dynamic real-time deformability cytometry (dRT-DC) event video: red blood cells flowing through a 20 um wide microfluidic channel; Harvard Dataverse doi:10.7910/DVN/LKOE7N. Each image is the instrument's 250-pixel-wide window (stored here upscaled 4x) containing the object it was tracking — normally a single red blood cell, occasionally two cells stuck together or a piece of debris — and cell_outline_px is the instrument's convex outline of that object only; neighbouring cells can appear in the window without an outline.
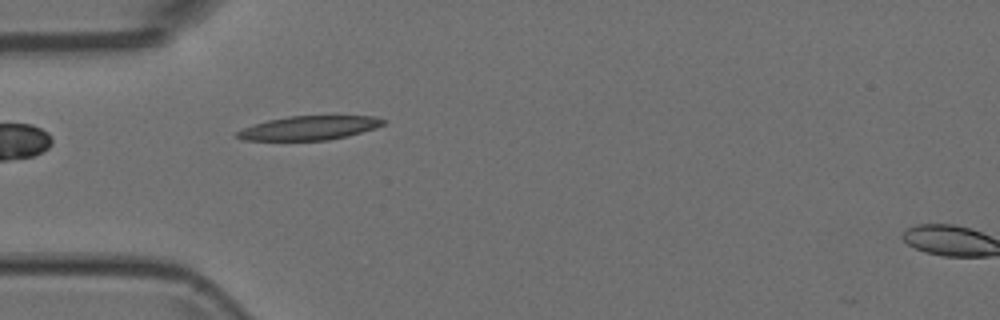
{"species": "Egyptian fruit bat (a non-hibernating species)", "species_latin": "Rousettus aegyptiacus", "temperature_condition": "room temperature", "stored_images_in_passage": 3, "camera_frame_rate_fps": 3000, "um_per_image_px": 0.085, "animal": {"sex": "female"}, "frame": {"image": 1, "passage_image": 2, "time_ms": 0.333, "image_size_px": [1000, 320], "cell_outline_px": [[388, 120], [384, 124], [376, 128], [348, 136], [328, 140], [244, 140], [236, 136], [236, 132], [244, 128], [268, 120], [288, 116], [376, 116]], "centroid_in_image_um": [26.35, 10.87], "position_along_channel_um": 58.7, "area_um2": 20.35}}